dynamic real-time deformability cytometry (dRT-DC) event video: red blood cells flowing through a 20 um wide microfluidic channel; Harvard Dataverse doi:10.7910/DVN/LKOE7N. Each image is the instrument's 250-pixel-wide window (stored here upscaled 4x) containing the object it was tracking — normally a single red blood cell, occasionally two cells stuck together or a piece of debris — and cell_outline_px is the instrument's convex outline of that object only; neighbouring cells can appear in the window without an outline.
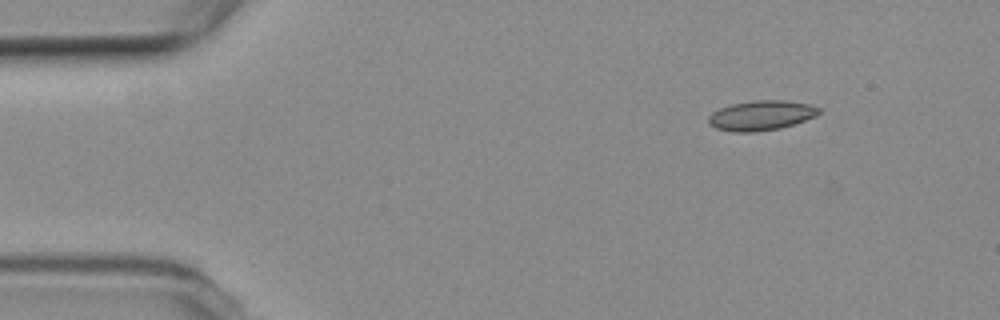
{"species": "common noctule bat (a hibernating species)", "species_latin": "Nyctalus noctula", "temperature_condition": "room temperature", "stored_images_in_passage": 4, "camera_frame_rate_fps": 3000, "um_per_image_px": 0.085, "animal": {"sex": "female", "body_mass_g": 19.3, "forearm_length_mm": 54.1}, "frame": {"image": 1, "passage_image": 2, "time_ms": 2.0, "image_size_px": [1000, 320], "cell_outline_px": [[820, 112], [816, 116], [780, 128], [756, 132], [732, 132], [716, 128], [708, 124], [708, 116], [712, 112], [720, 108], [732, 104], [752, 100], [784, 100], [808, 104], [820, 108]], "centroid_in_image_um": [64.66, 9.81], "position_along_channel_um": 20.3, "area_um2": 19.19}}
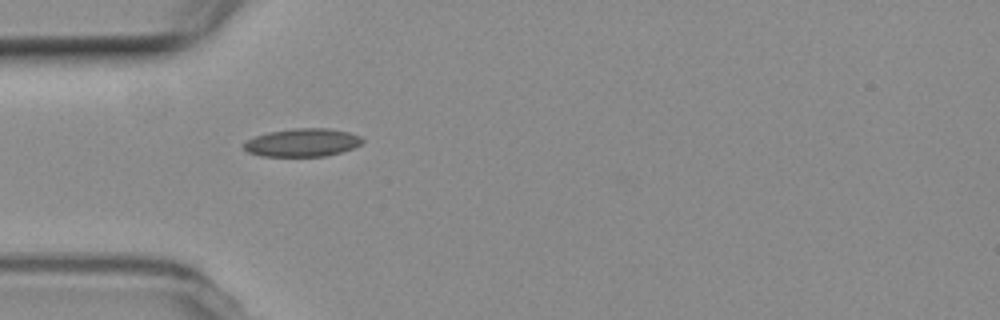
{"frame": {"image": 2, "passage_image": 4, "time_ms": 5.333, "image_size_px": [1000, 320], "cell_outline_px": [[364, 140], [360, 144], [352, 148], [340, 152], [324, 156], [260, 156], [248, 152], [244, 148], [244, 144], [248, 140], [256, 136], [268, 132], [292, 128], [328, 128], [348, 132], [360, 136]], "centroid_in_image_um": [25.7, 12.11], "position_along_channel_um": 59.3, "area_um2": 19.25}}